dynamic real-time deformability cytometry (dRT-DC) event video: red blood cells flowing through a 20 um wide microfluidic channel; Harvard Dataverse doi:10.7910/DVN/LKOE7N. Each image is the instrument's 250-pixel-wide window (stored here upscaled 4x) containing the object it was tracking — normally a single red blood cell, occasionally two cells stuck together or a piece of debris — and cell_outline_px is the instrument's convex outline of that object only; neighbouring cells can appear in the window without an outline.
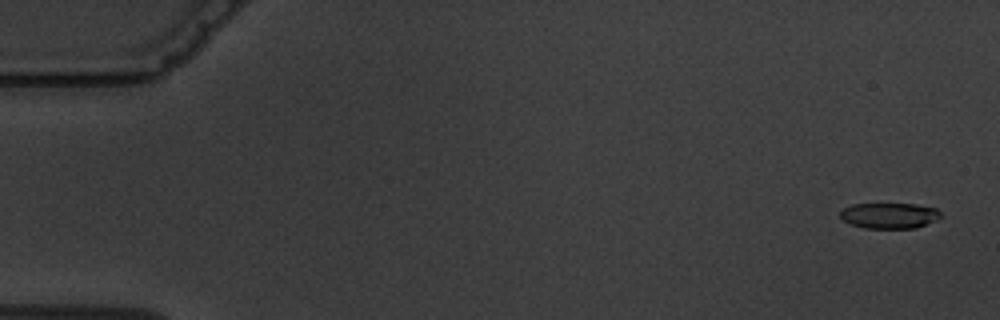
{"species": "common noctule bat (a hibernating species)", "species_latin": "Nyctalus noctula", "temperature_condition": "warm", "stored_images_in_passage": 5, "camera_frame_rate_fps": 3000, "um_per_image_px": 0.085, "animal": {"sex": "male", "body_mass_g": 19.5, "forearm_length_mm": 54.6}, "frame": {"image": 1, "passage_image": 1, "time_ms": 0.0, "image_size_px": [1000, 320], "cell_outline_px": [[940, 216], [936, 220], [916, 228], [864, 228], [852, 224], [844, 220], [840, 216], [840, 212], [844, 208], [852, 204], [916, 204], [936, 208], [940, 212]], "centroid_in_image_um": [75.6, 18.32], "position_along_channel_um": 9.4, "area_um2": 14.91}}
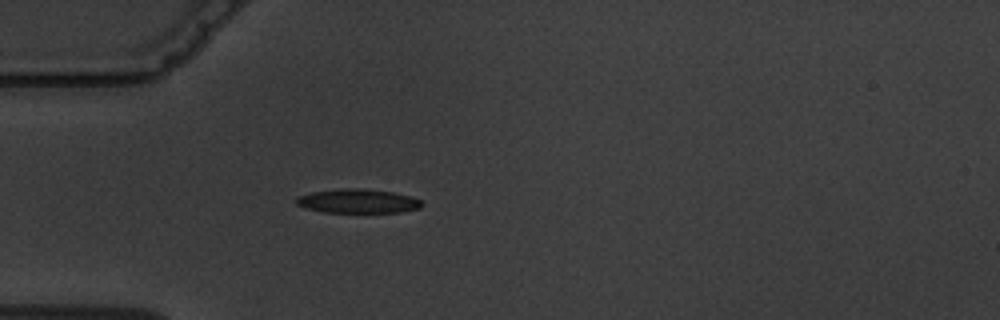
{"frame": {"image": 2, "passage_image": 5, "time_ms": 5.0, "image_size_px": [1000, 320], "cell_outline_px": [[424, 204], [420, 208], [400, 212], [324, 212], [308, 208], [296, 204], [296, 196], [312, 192], [344, 188], [360, 188], [392, 192], [408, 196], [420, 200]], "centroid_in_image_um": [30.41, 17.09], "position_along_channel_um": 54.6, "area_um2": 17.4}}